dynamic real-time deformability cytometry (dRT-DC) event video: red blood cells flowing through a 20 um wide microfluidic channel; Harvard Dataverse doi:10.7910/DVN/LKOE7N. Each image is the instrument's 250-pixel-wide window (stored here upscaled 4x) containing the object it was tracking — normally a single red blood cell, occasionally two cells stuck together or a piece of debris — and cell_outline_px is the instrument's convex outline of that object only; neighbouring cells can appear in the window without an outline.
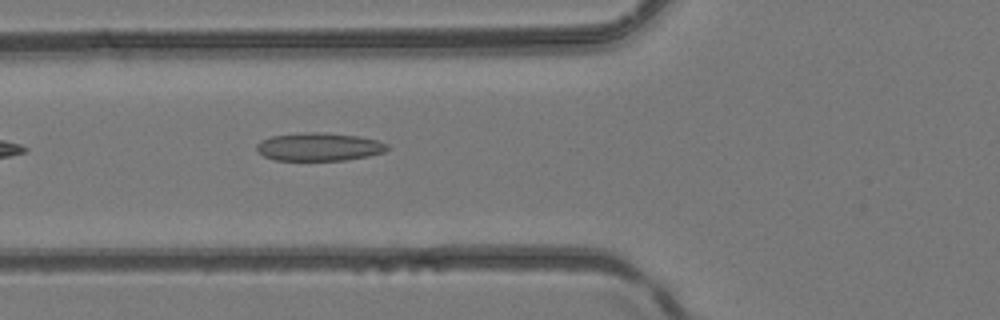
{"species": "common noctule bat (a hibernating species)", "species_latin": "Nyctalus noctula", "temperature_condition": "room temperature", "stored_images_in_passage": 5, "camera_frame_rate_fps": 3000, "um_per_image_px": 0.085, "animal": {"sex": "female", "body_mass_g": 24.6, "forearm_length_mm": 56.2}, "frame": {"image": 1, "passage_image": 5, "time_ms": 1.333, "image_size_px": [1000, 320], "cell_outline_px": [[388, 148], [384, 152], [368, 156], [344, 160], [276, 160], [264, 156], [256, 152], [256, 144], [260, 140], [272, 136], [304, 132], [324, 132], [360, 136], [376, 140], [388, 144]], "centroid_in_image_um": [27.09, 12.47], "position_along_channel_um": 98.7, "area_um2": 21.5}}